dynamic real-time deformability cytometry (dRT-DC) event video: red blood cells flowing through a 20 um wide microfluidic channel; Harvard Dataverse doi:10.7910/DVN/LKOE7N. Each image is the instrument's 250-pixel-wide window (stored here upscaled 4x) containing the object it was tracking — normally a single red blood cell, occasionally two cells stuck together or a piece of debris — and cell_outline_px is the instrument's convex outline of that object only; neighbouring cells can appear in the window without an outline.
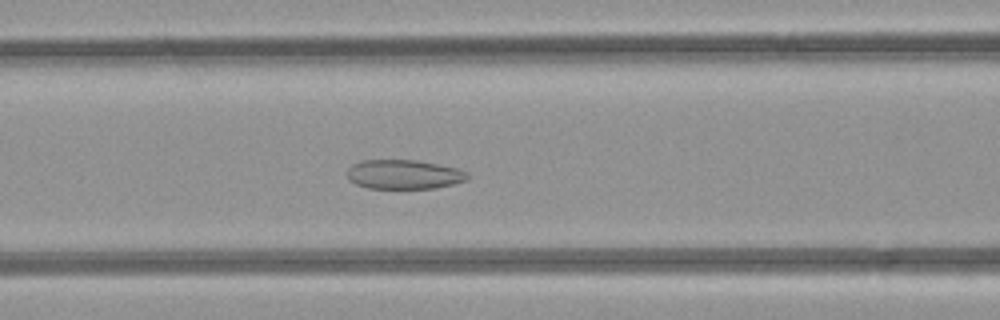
{"species": "common noctule bat (a hibernating species)", "species_latin": "Nyctalus noctula", "temperature_condition": "room temperature", "stored_images_in_passage": 49, "camera_frame_rate_fps": 3000, "um_per_image_px": 0.085, "animal": {"sex": "female", "body_mass_g": 21.9}, "frame": {"image": 1, "passage_image": 20, "time_ms": 6.333, "image_size_px": [1000, 320], "cell_outline_px": [[468, 176], [464, 180], [452, 184], [436, 188], [368, 188], [356, 184], [348, 180], [348, 168], [352, 164], [360, 160], [416, 160], [460, 168], [468, 172]], "centroid_in_image_um": [34.32, 14.81], "position_along_channel_um": 132.3, "area_um2": 20.58}}
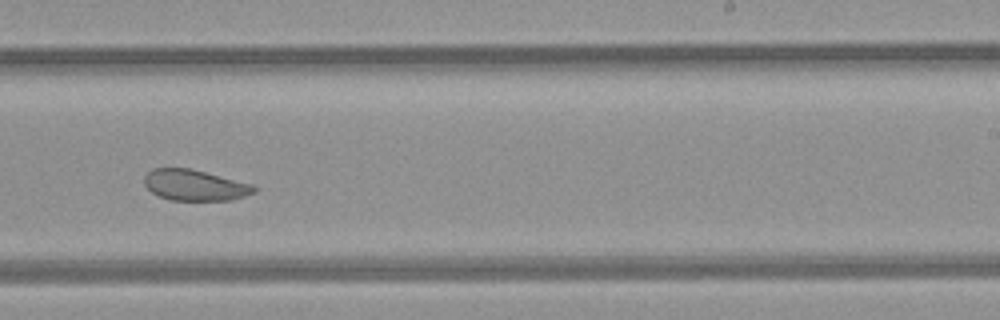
{"frame": {"image": 2, "passage_image": 30, "time_ms": 9.667, "image_size_px": [1000, 320], "cell_outline_px": [[256, 192], [232, 200], [172, 200], [160, 196], [152, 192], [144, 184], [144, 176], [152, 168], [188, 168], [256, 184]], "centroid_in_image_um": [16.6, 15.73], "position_along_channel_um": 272.4, "area_um2": 19.83}}
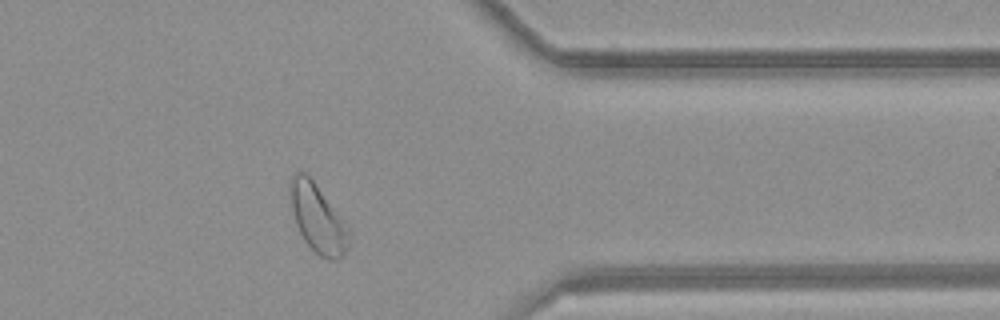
{"frame": {"image": 3, "passage_image": 39, "time_ms": 12.667, "image_size_px": [1000, 320], "cell_outline_px": [[348, 248], [344, 256], [336, 260], [328, 260], [320, 256], [304, 240], [296, 224], [292, 208], [288, 188], [288, 184], [292, 172], [304, 172], [312, 180], [348, 224]], "centroid_in_image_um": [27.0, 18.55], "position_along_channel_um": 384.4, "area_um2": 23.41}, "authors_computed_cell_mechanics": {"area_um2": 24.6228, "velocity_mm_per_s": 4.2104, "shape_relaxation_time_tau1_ms": null, "shape_relaxation_time_tau2_ms": 2.273, "deformation_change_tau1": null, "deformation_change_tau2": 0.0826}}